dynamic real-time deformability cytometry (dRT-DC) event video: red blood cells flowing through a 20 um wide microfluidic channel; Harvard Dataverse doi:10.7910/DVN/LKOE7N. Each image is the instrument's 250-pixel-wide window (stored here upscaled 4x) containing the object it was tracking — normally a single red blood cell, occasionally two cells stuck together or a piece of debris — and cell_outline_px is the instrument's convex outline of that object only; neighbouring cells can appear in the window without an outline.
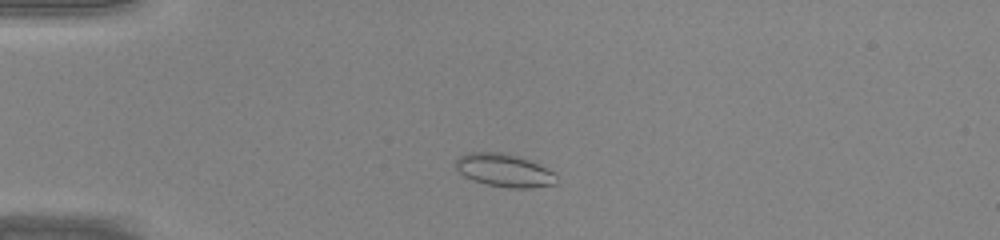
{"species": "common noctule bat (a hibernating species)", "species_latin": "Nyctalus noctula", "temperature_condition": "warm", "stored_images_in_passage": 40, "camera_frame_rate_fps": 3000, "um_per_image_px": 0.085, "animal": {"sex": "male", "body_mass_g": 20.0, "forearm_length_mm": 53.3}, "frame": {"image": 1, "passage_image": 6, "time_ms": 1.667, "image_size_px": [1000, 240], "cell_outline_px": [[556, 184], [532, 188], [508, 188], [484, 184], [472, 180], [464, 176], [456, 168], [456, 160], [460, 156], [468, 152], [504, 152], [524, 156], [556, 172]], "centroid_in_image_um": [42.91, 14.47], "position_along_channel_um": 42.1, "area_um2": 19.94}}
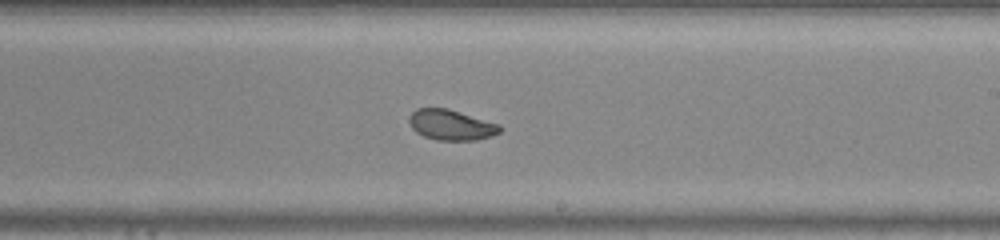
{"frame": {"image": 2, "passage_image": 22, "time_ms": 7.0, "image_size_px": [1000, 240], "cell_outline_px": [[500, 132], [492, 136], [476, 140], [436, 140], [424, 136], [416, 132], [412, 128], [408, 120], [408, 116], [416, 108], [448, 108], [500, 124]], "centroid_in_image_um": [38.33, 10.61], "position_along_channel_um": 250.7, "area_um2": 16.18}}
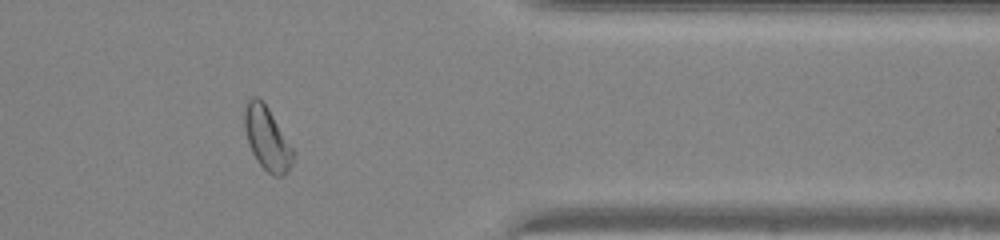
{"frame": {"image": 3, "passage_image": 32, "time_ms": 10.333, "image_size_px": [1000, 240], "cell_outline_px": [[292, 160], [288, 172], [284, 176], [276, 176], [268, 172], [256, 160], [248, 144], [244, 128], [244, 104], [252, 96], [256, 96], [268, 108], [292, 148]], "centroid_in_image_um": [22.65, 11.76], "position_along_channel_um": 388.7, "area_um2": 17.57}}